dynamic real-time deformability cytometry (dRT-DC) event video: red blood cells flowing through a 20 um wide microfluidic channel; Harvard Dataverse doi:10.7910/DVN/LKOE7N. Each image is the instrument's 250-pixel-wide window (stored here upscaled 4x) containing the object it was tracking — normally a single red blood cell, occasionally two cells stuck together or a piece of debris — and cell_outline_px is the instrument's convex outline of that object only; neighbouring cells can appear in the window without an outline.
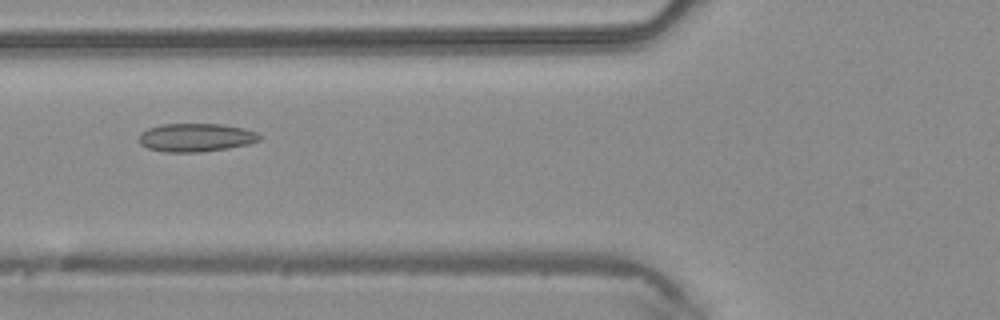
{"species": "common noctule bat (a hibernating species)", "species_latin": "Nyctalus noctula", "temperature_condition": "warm", "stored_images_in_passage": 6, "camera_frame_rate_fps": 3000, "um_per_image_px": 0.085, "animal": {"sex": "male", "body_mass_g": 20.4}, "frame": {"image": 1, "passage_image": 5, "time_ms": 1.333, "image_size_px": [1000, 320], "cell_outline_px": [[260, 140], [248, 144], [228, 148], [200, 152], [164, 152], [148, 148], [140, 144], [140, 132], [148, 128], [160, 124], [220, 124], [244, 128], [256, 132], [260, 136]], "centroid_in_image_um": [16.63, 11.69], "position_along_channel_um": 109.2, "area_um2": 19.88}}
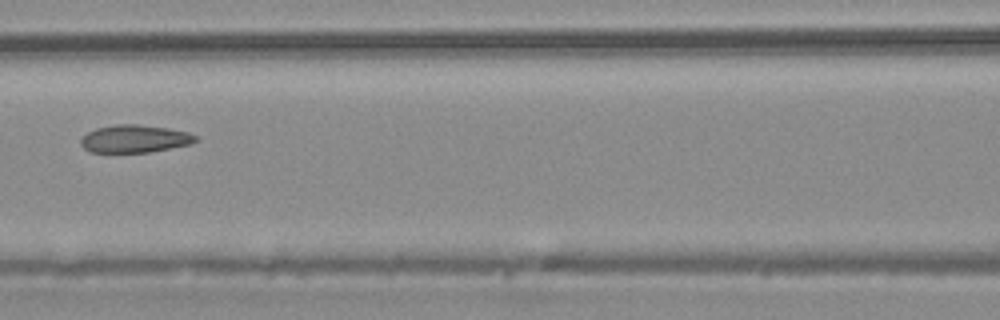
{"frame": {"image": 2, "passage_image": 6, "time_ms": 1.667, "image_size_px": [1000, 320], "cell_outline_px": [[200, 140], [188, 144], [148, 152], [88, 152], [80, 144], [80, 140], [88, 132], [96, 128], [116, 124], [136, 124], [168, 128], [188, 132], [200, 136]], "centroid_in_image_um": [11.46, 11.79], "position_along_channel_um": 155.1, "area_um2": 18.5}}